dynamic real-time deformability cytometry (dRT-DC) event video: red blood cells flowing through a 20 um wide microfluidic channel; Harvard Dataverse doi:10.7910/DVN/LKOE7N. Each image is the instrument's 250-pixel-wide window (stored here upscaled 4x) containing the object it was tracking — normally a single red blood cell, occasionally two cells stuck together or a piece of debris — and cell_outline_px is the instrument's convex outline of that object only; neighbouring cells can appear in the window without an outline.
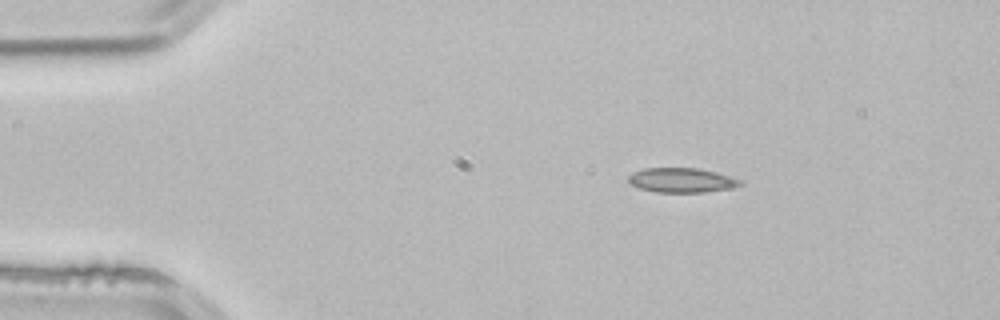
{"species": "common noctule bat (a hibernating species)", "species_latin": "Nyctalus noctula", "temperature_condition": "room temperature", "stored_images_in_passage": 2, "camera_frame_rate_fps": 3000, "um_per_image_px": 0.085, "animal": {"sex": "male", "body_mass_g": 21.5, "forearm_length_mm": 52.0}, "frame": {"image": 1, "passage_image": 1, "time_ms": 0.0, "image_size_px": [1000, 320], "cell_outline_px": [[740, 184], [728, 188], [704, 192], [656, 192], [640, 188], [632, 184], [628, 180], [628, 176], [632, 172], [644, 168], [696, 168], [716, 172], [732, 176], [740, 180]], "centroid_in_image_um": [57.89, 15.3], "position_along_channel_um": 27.1, "area_um2": 15.78}}
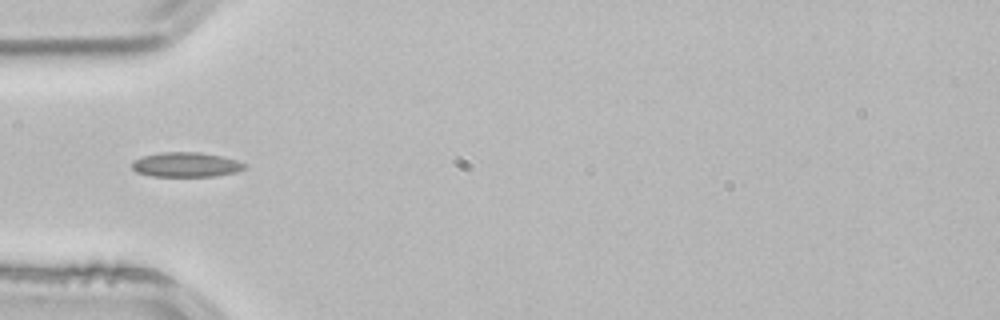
{"frame": {"image": 2, "passage_image": 2, "time_ms": 0.333, "image_size_px": [1000, 320], "cell_outline_px": [[248, 168], [236, 172], [216, 176], [152, 176], [136, 172], [132, 168], [132, 160], [144, 156], [160, 152], [200, 152], [220, 156], [236, 160], [248, 164]], "centroid_in_image_um": [15.84, 14.0], "position_along_channel_um": 69.2, "area_um2": 16.3}}